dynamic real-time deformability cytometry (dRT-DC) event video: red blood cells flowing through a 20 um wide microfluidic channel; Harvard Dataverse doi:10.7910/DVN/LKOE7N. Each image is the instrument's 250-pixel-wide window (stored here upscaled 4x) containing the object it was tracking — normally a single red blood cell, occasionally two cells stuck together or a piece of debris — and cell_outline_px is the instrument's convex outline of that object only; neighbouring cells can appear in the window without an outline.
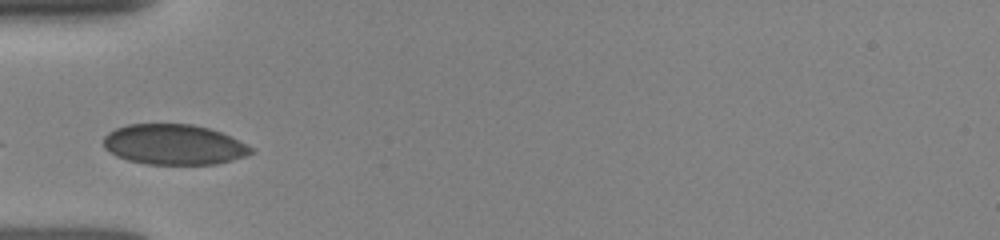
{"species": "human", "species_latin": "Homo sapiens", "temperature_condition": "room temperature", "stored_images_in_passage": 29, "camera_frame_rate_fps": 3000, "um_per_image_px": 0.085, "donor": {"sex": "female"}, "frame": {"image": 1, "passage_image": 1, "time_ms": 0.0, "image_size_px": [1000, 240], "cell_outline_px": [[252, 152], [244, 156], [232, 160], [216, 164], [148, 164], [128, 160], [116, 156], [104, 148], [104, 136], [108, 132], [116, 128], [128, 124], [192, 124], [208, 128], [220, 132], [252, 148]], "centroid_in_image_um": [14.72, 12.29], "position_along_channel_um": 70.3, "area_um2": 34.33}}